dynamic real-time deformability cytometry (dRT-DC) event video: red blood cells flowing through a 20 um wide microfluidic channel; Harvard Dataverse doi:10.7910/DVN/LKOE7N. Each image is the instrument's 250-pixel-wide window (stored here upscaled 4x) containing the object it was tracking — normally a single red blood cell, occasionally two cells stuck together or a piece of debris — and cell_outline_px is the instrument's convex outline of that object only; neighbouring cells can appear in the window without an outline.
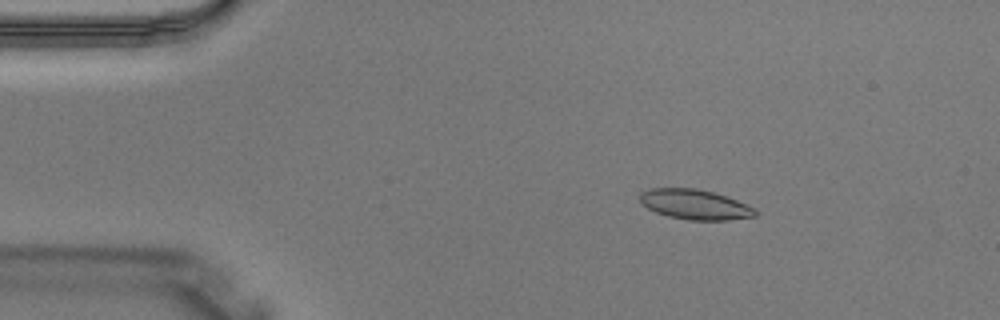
{"species": "Egyptian fruit bat (a non-hibernating species)", "species_latin": "Rousettus aegyptiacus", "temperature_condition": "warm", "stored_images_in_passage": 3, "camera_frame_rate_fps": 3000, "um_per_image_px": 0.085, "animal": {"sex": "male"}, "frame": {"image": 1, "passage_image": 2, "time_ms": 0.333, "image_size_px": [1000, 320], "cell_outline_px": [[760, 212], [756, 216], [728, 220], [688, 220], [668, 216], [656, 212], [640, 204], [640, 192], [648, 188], [696, 188], [712, 192], [748, 204], [756, 208]], "centroid_in_image_um": [59.08, 17.38], "position_along_channel_um": 25.9, "area_um2": 20.35}}